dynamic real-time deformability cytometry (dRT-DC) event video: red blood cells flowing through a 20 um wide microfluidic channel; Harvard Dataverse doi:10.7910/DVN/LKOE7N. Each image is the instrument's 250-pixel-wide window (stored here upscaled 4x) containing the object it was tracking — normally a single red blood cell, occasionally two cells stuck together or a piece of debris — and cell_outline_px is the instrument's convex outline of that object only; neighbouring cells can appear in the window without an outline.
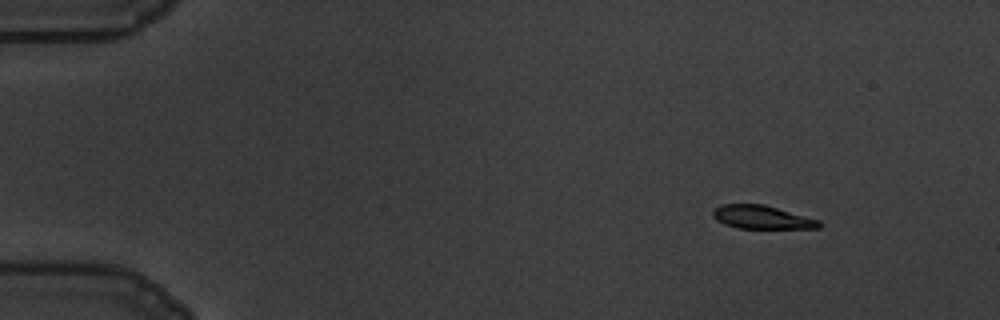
{"species": "common noctule bat (a hibernating species)", "species_latin": "Nyctalus noctula", "temperature_condition": "warm", "stored_images_in_passage": 53, "camera_frame_rate_fps": 3000, "um_per_image_px": 0.085, "animal": {"sex": "male", "body_mass_g": 19.5, "forearm_length_mm": 54.6}, "frame": {"image": 1, "passage_image": 1, "time_ms": 0.0, "image_size_px": [1000, 320], "cell_outline_px": [[820, 228], [740, 228], [724, 224], [716, 220], [712, 216], [712, 212], [720, 204], [764, 204], [820, 220]], "centroid_in_image_um": [64.74, 18.46], "position_along_channel_um": 20.3, "area_um2": 14.39}}
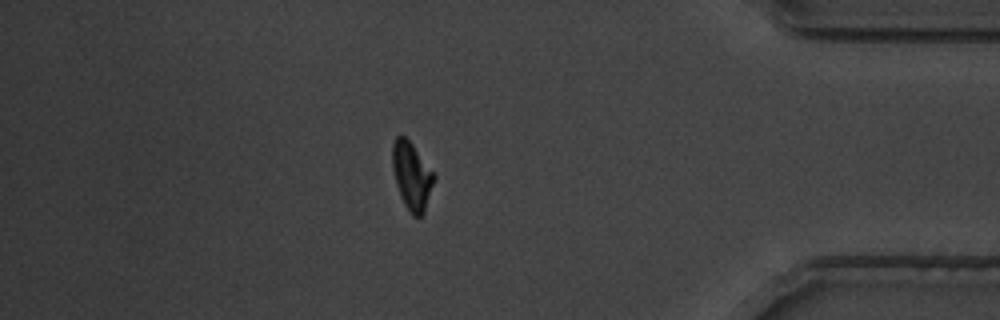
{"frame": {"image": 2, "passage_image": 45, "time_ms": 14.667, "image_size_px": [1000, 320], "cell_outline_px": [[436, 176], [424, 212], [420, 216], [412, 216], [404, 204], [396, 184], [392, 168], [392, 144], [396, 136], [404, 136], [412, 144]], "centroid_in_image_um": [34.99, 14.95], "position_along_channel_um": 400.2, "area_um2": 16.18}}
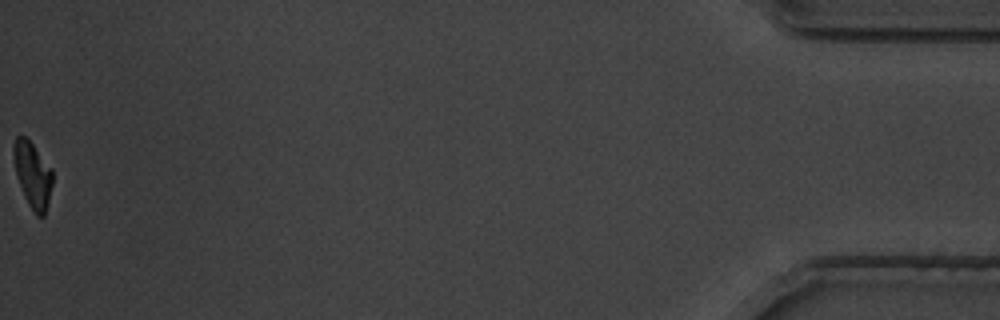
{"frame": {"image": 3, "passage_image": 53, "time_ms": 17.333, "image_size_px": [1000, 320], "cell_outline_px": [[52, 184], [44, 216], [36, 216], [28, 204], [24, 196], [16, 176], [12, 152], [12, 144], [16, 136], [24, 136], [32, 144], [52, 168]], "centroid_in_image_um": [2.74, 14.84], "position_along_channel_um": 432.5, "area_um2": 14.91}, "authors_computed_cell_mechanics": {"area_um2": 16.4152, "velocity_mm_per_s": 3.5074, "shape_relaxation_time_tau1_ms": 2.4119, "shape_relaxation_time_tau2_ms": 2.5135, "deformation_change_tau1": 0.1437, "deformation_change_tau2": 0.0709}}